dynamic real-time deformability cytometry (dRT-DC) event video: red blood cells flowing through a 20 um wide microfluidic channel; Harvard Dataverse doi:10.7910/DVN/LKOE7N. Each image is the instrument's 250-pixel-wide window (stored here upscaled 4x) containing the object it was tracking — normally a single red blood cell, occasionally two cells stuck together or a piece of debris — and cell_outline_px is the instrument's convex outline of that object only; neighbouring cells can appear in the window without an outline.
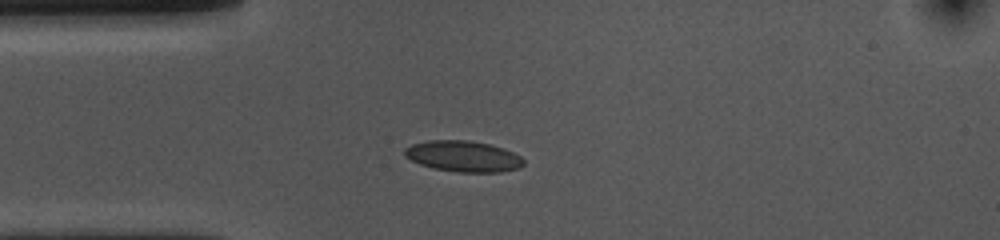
{"species": "common noctule bat (a hibernating species)", "species_latin": "Nyctalus noctula", "temperature_condition": "cold", "stored_images_in_passage": 39, "camera_frame_rate_fps": 3000, "um_per_image_px": 0.085, "animal": {"sex": "female", "body_mass_g": 10.0, "forearm_length_mm": 53.1}, "frame": {"image": 1, "passage_image": 1, "time_ms": 0.0, "image_size_px": [1000, 240], "cell_outline_px": [[524, 164], [520, 168], [500, 172], [456, 172], [432, 168], [420, 164], [404, 156], [404, 148], [412, 144], [428, 140], [468, 140], [488, 144], [504, 148], [520, 156], [524, 160]], "centroid_in_image_um": [39.37, 13.29], "position_along_channel_um": 45.6, "area_um2": 21.56}}
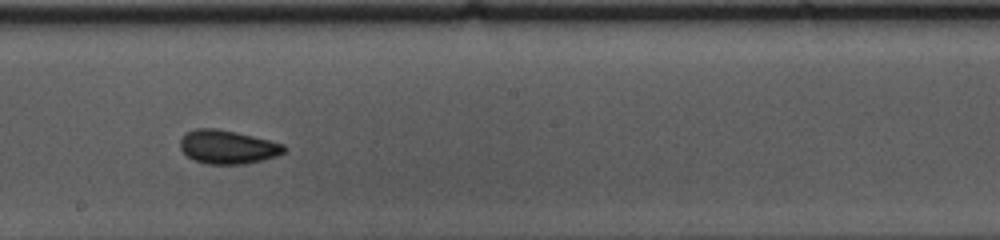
{"frame": {"image": 2, "passage_image": 17, "time_ms": 5.333, "image_size_px": [1000, 240], "cell_outline_px": [[288, 152], [264, 160], [244, 164], [208, 164], [192, 160], [180, 148], [180, 136], [196, 128], [216, 128], [236, 132], [272, 140], [284, 144], [288, 148]], "centroid_in_image_um": [19.39, 12.49], "position_along_channel_um": 228.8, "area_um2": 20.75}}
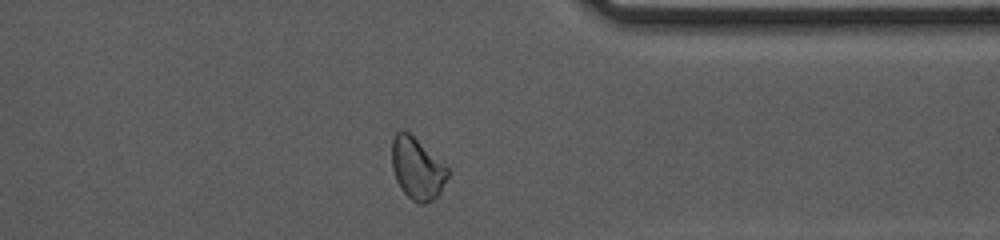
{"frame": {"image": 3, "passage_image": 30, "time_ms": 9.667, "image_size_px": [1000, 240], "cell_outline_px": [[448, 176], [440, 192], [432, 200], [424, 204], [420, 204], [412, 200], [400, 188], [396, 180], [392, 168], [392, 140], [396, 132], [400, 128], [404, 128], [444, 164], [448, 168]], "centroid_in_image_um": [35.43, 14.31], "position_along_channel_um": 376.0, "area_um2": 20.0}, "authors_computed_cell_mechanics": {"area_um2": 20.2878, "velocity_mm_per_s": 3.6133, "shape_relaxation_time_tau1_ms": 3.4458, "shape_relaxation_time_tau2_ms": 1.4377, "deformation_change_tau1": 0.0896, "deformation_change_tau2": 0.0606}}